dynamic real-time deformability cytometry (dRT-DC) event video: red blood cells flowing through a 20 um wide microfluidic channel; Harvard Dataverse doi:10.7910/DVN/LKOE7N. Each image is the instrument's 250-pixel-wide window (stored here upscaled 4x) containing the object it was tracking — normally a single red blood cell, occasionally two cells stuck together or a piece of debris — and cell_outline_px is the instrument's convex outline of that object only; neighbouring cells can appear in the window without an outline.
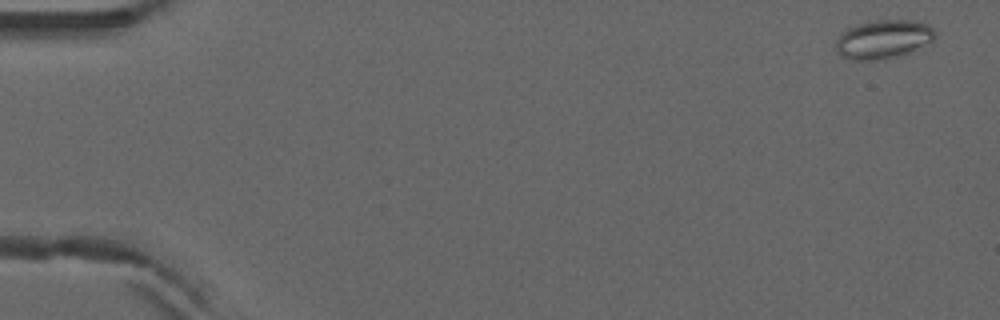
{"species": "common noctule bat (a hibernating species)", "species_latin": "Nyctalus noctula", "temperature_condition": "warm", "stored_images_in_passage": 5, "camera_frame_rate_fps": 3000, "um_per_image_px": 0.085, "animal": {"sex": "male", "forearm_length_mm": 52.5}, "frame": {"image": 1, "passage_image": 1, "time_ms": 0.0, "image_size_px": [1000, 320], "cell_outline_px": [[936, 36], [932, 40], [908, 52], [892, 56], [872, 60], [856, 60], [840, 56], [836, 52], [836, 40], [848, 28], [856, 24], [876, 20], [912, 20], [928, 24], [936, 32]], "centroid_in_image_um": [75.05, 3.31], "position_along_channel_um": 9.9, "area_um2": 21.91}}